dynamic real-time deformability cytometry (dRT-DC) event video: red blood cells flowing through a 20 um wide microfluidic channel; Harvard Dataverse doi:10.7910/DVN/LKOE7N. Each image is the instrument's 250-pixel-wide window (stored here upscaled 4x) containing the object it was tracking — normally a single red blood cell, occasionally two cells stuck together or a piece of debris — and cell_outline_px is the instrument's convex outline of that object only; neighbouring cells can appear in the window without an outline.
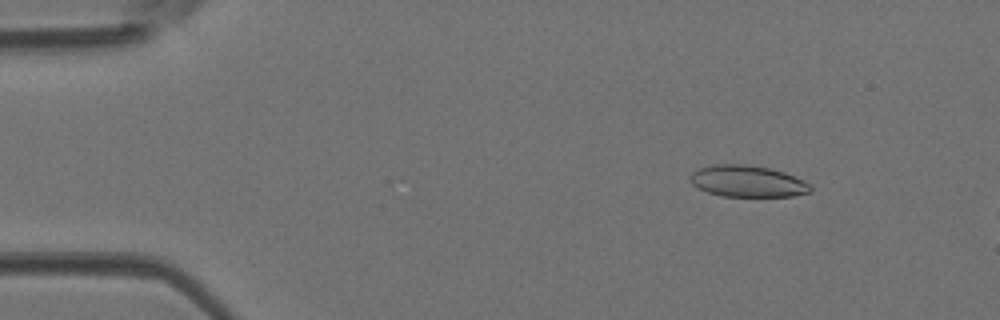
{"species": "Egyptian fruit bat (a non-hibernating species)", "species_latin": "Rousettus aegyptiacus", "temperature_condition": "room temperature", "stored_images_in_passage": 9, "camera_frame_rate_fps": 3000, "um_per_image_px": 0.085, "animal": {"sex": "female"}, "frame": {"image": 1, "passage_image": 6, "time_ms": 1.667, "image_size_px": [1000, 320], "cell_outline_px": [[812, 192], [792, 196], [724, 196], [708, 192], [692, 184], [688, 176], [692, 172], [700, 168], [712, 164], [744, 164], [768, 168], [784, 172], [804, 180], [812, 184]], "centroid_in_image_um": [63.56, 15.4], "position_along_channel_um": 21.4, "area_um2": 22.14}}